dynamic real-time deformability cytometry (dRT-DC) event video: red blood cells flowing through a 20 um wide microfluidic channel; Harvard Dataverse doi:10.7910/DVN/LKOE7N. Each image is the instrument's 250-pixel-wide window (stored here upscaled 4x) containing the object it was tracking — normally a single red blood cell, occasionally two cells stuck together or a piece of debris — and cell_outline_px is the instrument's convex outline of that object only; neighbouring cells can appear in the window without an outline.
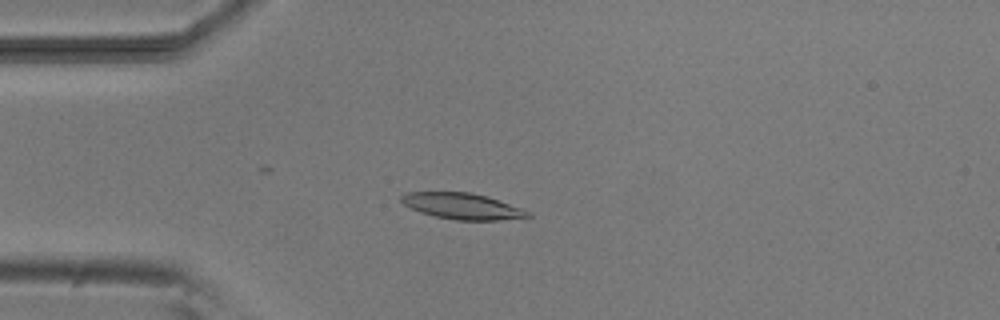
{"species": "common noctule bat (a hibernating species)", "species_latin": "Nyctalus noctula", "temperature_condition": "room temperature", "stored_images_in_passage": 7, "camera_frame_rate_fps": 3000, "um_per_image_px": 0.085, "animal": {"sex": "male", "body_mass_g": 20.5, "forearm_length_mm": 52.5}, "frame": {"image": 1, "passage_image": 4, "time_ms": 3.667, "image_size_px": [1000, 320], "cell_outline_px": [[532, 216], [500, 220], [456, 220], [436, 216], [420, 212], [404, 204], [400, 200], [400, 196], [408, 192], [472, 192], [488, 196], [524, 208], [532, 212]], "centroid_in_image_um": [39.36, 17.51], "position_along_channel_um": 45.6, "area_um2": 19.36}}
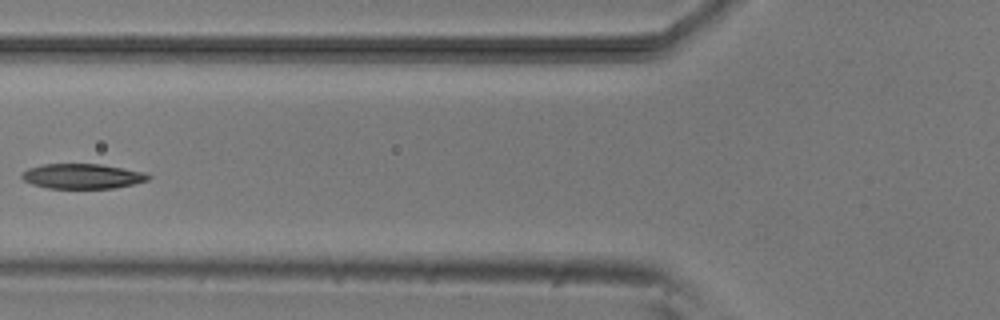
{"frame": {"image": 2, "passage_image": 6, "time_ms": 6.0, "image_size_px": [1000, 320], "cell_outline_px": [[152, 176], [148, 180], [132, 184], [112, 188], [48, 188], [32, 184], [24, 180], [20, 176], [28, 168], [40, 164], [100, 164], [144, 172]], "centroid_in_image_um": [6.98, 14.97], "position_along_channel_um": 118.8, "area_um2": 18.26}}
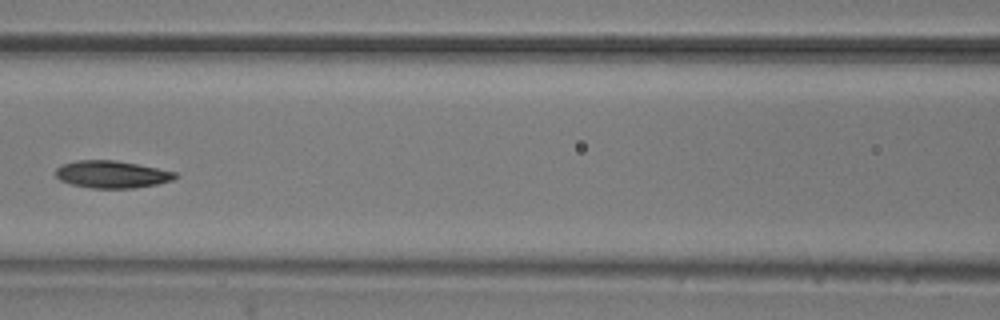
{"frame": {"image": 3, "passage_image": 7, "time_ms": 7.0, "image_size_px": [1000, 320], "cell_outline_px": [[180, 176], [172, 180], [156, 184], [132, 188], [92, 188], [72, 184], [60, 180], [56, 176], [56, 168], [64, 164], [76, 160], [116, 160], [176, 172]], "centroid_in_image_um": [9.51, 14.82], "position_along_channel_um": 157.1, "area_um2": 18.84}}